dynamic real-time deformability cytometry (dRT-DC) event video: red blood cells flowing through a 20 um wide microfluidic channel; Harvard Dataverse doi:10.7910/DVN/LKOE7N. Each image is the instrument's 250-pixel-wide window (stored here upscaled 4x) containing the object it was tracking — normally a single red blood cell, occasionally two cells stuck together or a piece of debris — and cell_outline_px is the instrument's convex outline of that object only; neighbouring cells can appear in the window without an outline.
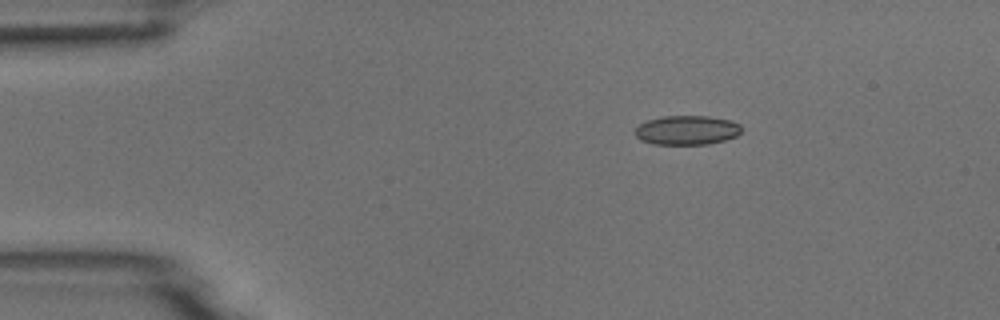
{"species": "common noctule bat (a hibernating species)", "species_latin": "Nyctalus noctula", "temperature_condition": "room temperature", "stored_images_in_passage": 3, "camera_frame_rate_fps": 3000, "um_per_image_px": 0.085, "animal": {"sex": "male", "body_mass_g": 18.8}, "frame": {"image": 1, "passage_image": 1, "time_ms": 0.0, "image_size_px": [1000, 320], "cell_outline_px": [[740, 132], [736, 136], [724, 140], [708, 144], [652, 144], [640, 140], [636, 136], [636, 128], [640, 124], [648, 120], [664, 116], [708, 116], [728, 120], [740, 124]], "centroid_in_image_um": [58.37, 11.07], "position_along_channel_um": 26.6, "area_um2": 17.98}}
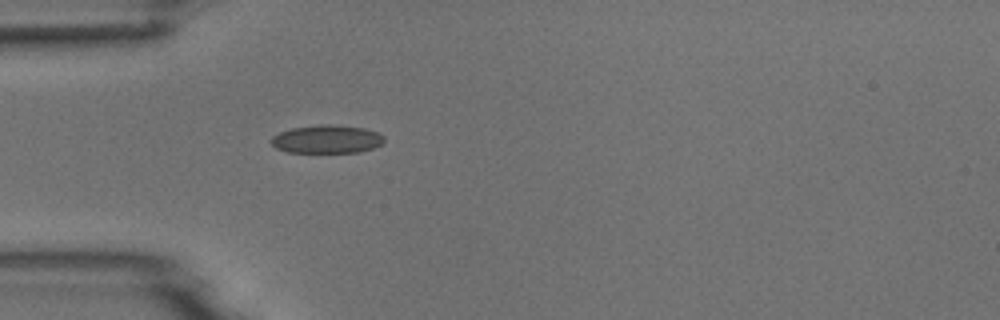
{"frame": {"image": 2, "passage_image": 3, "time_ms": 2.333, "image_size_px": [1000, 320], "cell_outline_px": [[384, 140], [380, 144], [372, 148], [360, 152], [288, 152], [276, 148], [272, 144], [272, 136], [280, 132], [292, 128], [324, 124], [332, 124], [364, 128], [376, 132], [384, 136]], "centroid_in_image_um": [27.78, 11.83], "position_along_channel_um": 57.2, "area_um2": 18.38}}